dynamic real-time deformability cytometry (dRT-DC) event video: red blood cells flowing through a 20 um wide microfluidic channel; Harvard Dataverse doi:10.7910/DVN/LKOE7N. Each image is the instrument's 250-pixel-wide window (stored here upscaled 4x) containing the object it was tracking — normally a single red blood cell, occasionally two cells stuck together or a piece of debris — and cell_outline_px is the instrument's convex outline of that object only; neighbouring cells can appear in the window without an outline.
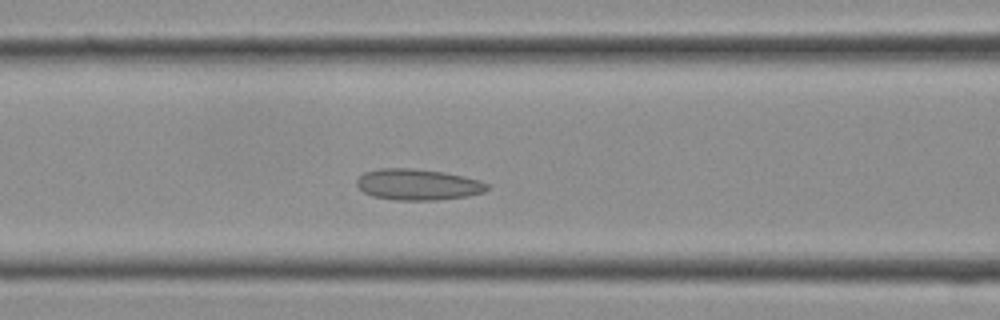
{"species": "Egyptian fruit bat (a non-hibernating species)", "species_latin": "Rousettus aegyptiacus", "temperature_condition": "cold", "stored_images_in_passage": 28, "camera_frame_rate_fps": 3000, "um_per_image_px": 0.085, "frame": {"image": 1, "passage_image": 10, "time_ms": 3.0, "image_size_px": [1000, 320], "cell_outline_px": [[488, 188], [484, 192], [468, 196], [436, 200], [396, 200], [372, 196], [364, 192], [356, 184], [356, 180], [364, 172], [380, 168], [412, 168], [444, 172], [464, 176], [480, 180], [488, 184]], "centroid_in_image_um": [35.52, 15.68], "position_along_channel_um": 131.1, "area_um2": 23.7}}
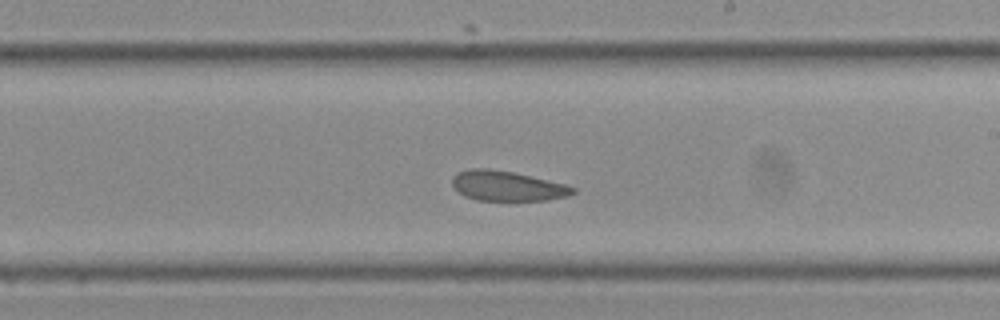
{"frame": {"image": 2, "passage_image": 15, "time_ms": 4.667, "image_size_px": [1000, 320], "cell_outline_px": [[576, 192], [568, 196], [544, 200], [476, 200], [464, 196], [452, 184], [452, 176], [456, 172], [472, 168], [488, 168], [512, 172], [564, 184], [576, 188]], "centroid_in_image_um": [43.08, 15.8], "position_along_channel_um": 245.9, "area_um2": 20.87}}
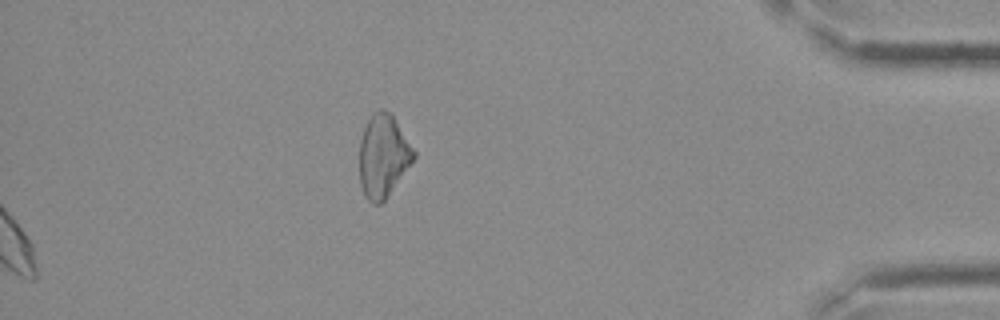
{"frame": {"image": 3, "passage_image": 28, "time_ms": 9.0, "image_size_px": [1000, 320], "cell_outline_px": [[416, 156], [384, 200], [380, 204], [372, 204], [368, 200], [360, 184], [360, 140], [364, 128], [368, 120], [380, 108], [384, 108], [392, 112], [416, 152]], "centroid_in_image_um": [32.58, 13.21], "position_along_channel_um": 402.6, "area_um2": 26.01}}